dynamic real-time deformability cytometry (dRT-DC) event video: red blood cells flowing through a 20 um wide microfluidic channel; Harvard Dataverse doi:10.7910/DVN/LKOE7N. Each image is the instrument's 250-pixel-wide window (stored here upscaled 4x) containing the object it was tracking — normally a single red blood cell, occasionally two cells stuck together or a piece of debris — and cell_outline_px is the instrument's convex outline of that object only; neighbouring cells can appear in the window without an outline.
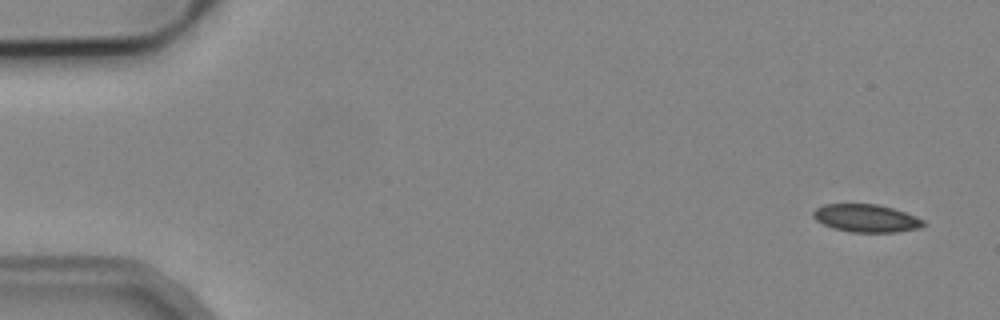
{"species": "common noctule bat (a hibernating species)", "species_latin": "Nyctalus noctula", "temperature_condition": "cold", "stored_images_in_passage": 4, "camera_frame_rate_fps": 3000, "um_per_image_px": 0.085, "animal": {"sex": "male", "body_mass_g": 19.2, "forearm_length_mm": 51.8}, "frame": {"image": 1, "passage_image": 1, "time_ms": 0.0, "image_size_px": [1000, 320], "cell_outline_px": [[924, 224], [920, 228], [896, 232], [852, 232], [832, 228], [816, 220], [812, 216], [812, 212], [816, 208], [824, 204], [880, 204], [916, 216], [924, 220]], "centroid_in_image_um": [73.61, 18.54], "position_along_channel_um": 11.4, "area_um2": 17.86}}
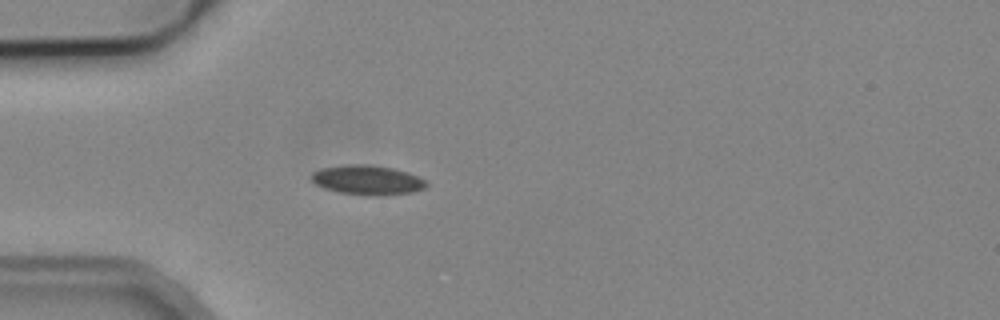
{"frame": {"image": 2, "passage_image": 4, "time_ms": 4.333, "image_size_px": [1000, 320], "cell_outline_px": [[428, 184], [424, 188], [412, 192], [376, 196], [368, 196], [340, 192], [324, 188], [316, 184], [312, 180], [312, 172], [320, 168], [348, 164], [364, 164], [392, 168], [416, 176], [424, 180]], "centroid_in_image_um": [31.19, 15.3], "position_along_channel_um": 53.8, "area_um2": 19.54}}